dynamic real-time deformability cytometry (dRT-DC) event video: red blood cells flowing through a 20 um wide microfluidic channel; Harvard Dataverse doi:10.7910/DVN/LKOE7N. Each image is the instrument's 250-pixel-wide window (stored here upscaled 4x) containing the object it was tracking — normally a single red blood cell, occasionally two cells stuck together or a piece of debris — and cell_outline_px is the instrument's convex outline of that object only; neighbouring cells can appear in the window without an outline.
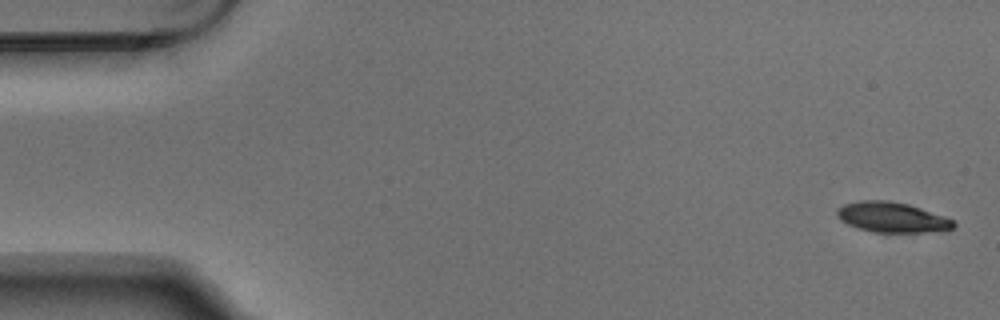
{"species": "Egyptian fruit bat (a non-hibernating species)", "species_latin": "Rousettus aegyptiacus", "temperature_condition": "warm", "stored_images_in_passage": 5, "camera_frame_rate_fps": 3000, "um_per_image_px": 0.085, "animal": {"sex": "male"}, "frame": {"image": 1, "passage_image": 1, "time_ms": 0.0, "image_size_px": [1000, 320], "cell_outline_px": [[956, 224], [952, 228], [944, 232], [872, 232], [848, 224], [840, 220], [836, 216], [836, 212], [844, 204], [860, 200], [888, 200], [908, 204], [956, 220]], "centroid_in_image_um": [75.87, 18.47], "position_along_channel_um": 9.1, "area_um2": 20.63}}
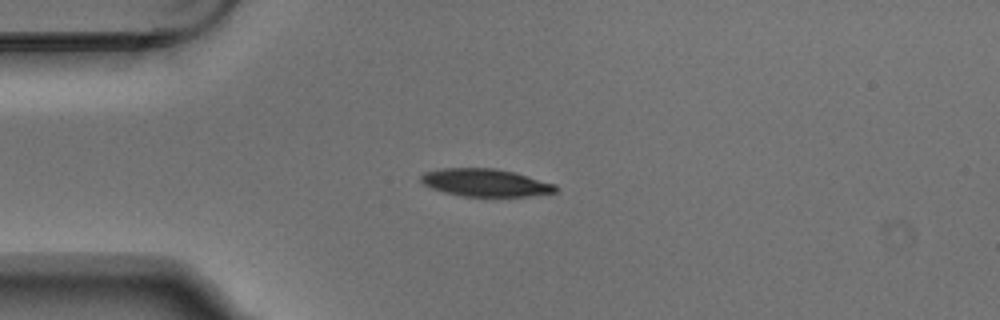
{"frame": {"image": 2, "passage_image": 4, "time_ms": 1.0, "image_size_px": [1000, 320], "cell_outline_px": [[560, 188], [556, 192], [528, 196], [464, 196], [444, 192], [432, 188], [424, 184], [420, 180], [420, 176], [424, 172], [440, 168], [492, 168], [512, 172], [556, 184]], "centroid_in_image_um": [41.25, 15.52], "position_along_channel_um": 43.7, "area_um2": 21.56}}